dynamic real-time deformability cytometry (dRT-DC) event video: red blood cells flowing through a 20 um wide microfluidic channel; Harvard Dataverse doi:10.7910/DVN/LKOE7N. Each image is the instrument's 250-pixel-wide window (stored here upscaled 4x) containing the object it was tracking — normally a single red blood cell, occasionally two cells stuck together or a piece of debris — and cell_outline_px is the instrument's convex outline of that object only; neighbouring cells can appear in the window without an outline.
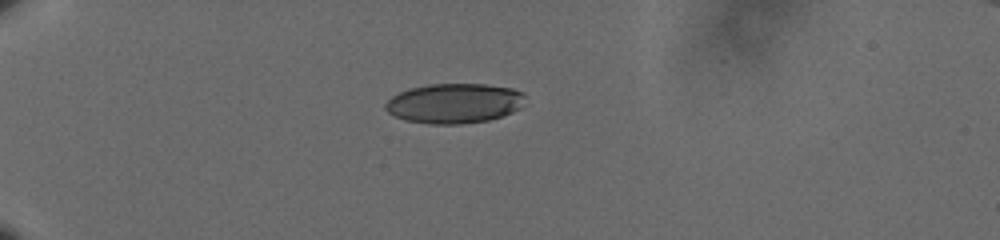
{"species": "human", "species_latin": "Homo sapiens", "temperature_condition": "cold", "stored_images_in_passage": 43, "camera_frame_rate_fps": 3000, "um_per_image_px": 0.085, "donor": {"sex": "male"}, "frame": {"image": 1, "passage_image": 1, "time_ms": 0.0, "image_size_px": [1000, 240], "cell_outline_px": [[524, 96], [520, 108], [512, 112], [488, 120], [460, 124], [428, 124], [404, 120], [388, 112], [384, 108], [384, 104], [392, 96], [408, 88], [428, 84], [484, 84], [512, 88], [524, 92]], "centroid_in_image_um": [38.58, 8.78], "position_along_channel_um": 46.4, "area_um2": 32.48}}
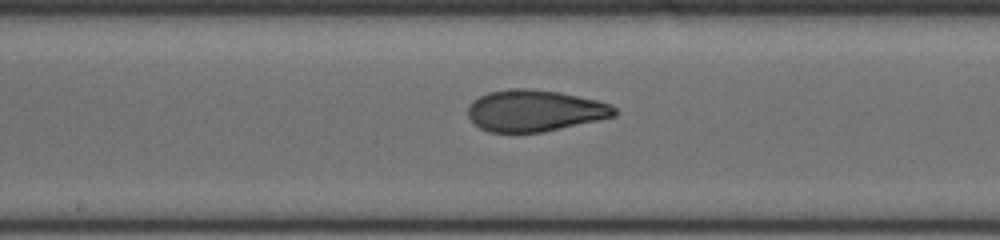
{"frame": {"image": 2, "passage_image": 18, "time_ms": 5.667, "image_size_px": [1000, 240], "cell_outline_px": [[616, 116], [544, 132], [488, 132], [480, 128], [468, 116], [468, 108], [480, 96], [488, 92], [512, 88], [524, 88], [560, 92], [596, 100], [612, 104], [616, 108]], "centroid_in_image_um": [45.48, 9.41], "position_along_channel_um": 202.7, "area_um2": 35.26}}
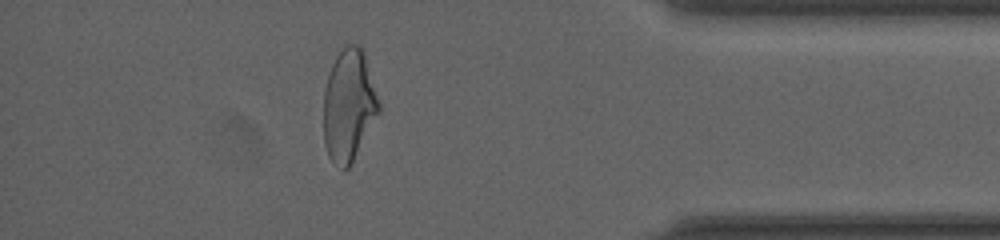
{"frame": {"image": 3, "passage_image": 37, "time_ms": 12.0, "image_size_px": [1000, 240], "cell_outline_px": [[380, 112], [348, 168], [344, 168], [332, 160], [328, 156], [324, 144], [324, 92], [328, 76], [332, 64], [336, 56], [348, 44], [360, 44], [364, 48], [380, 104]], "centroid_in_image_um": [29.66, 8.9], "position_along_channel_um": 405.5, "area_um2": 35.89}, "authors_computed_cell_mechanics": {"area_um2": 35.7204, "velocity_mm_per_s": 3.6035, "shape_relaxation_time_tau1_ms": 6.9646, "shape_relaxation_time_tau2_ms": 1.0691, "deformation_change_tau1": 0.1878, "deformation_change_tau2": 0.0733}}